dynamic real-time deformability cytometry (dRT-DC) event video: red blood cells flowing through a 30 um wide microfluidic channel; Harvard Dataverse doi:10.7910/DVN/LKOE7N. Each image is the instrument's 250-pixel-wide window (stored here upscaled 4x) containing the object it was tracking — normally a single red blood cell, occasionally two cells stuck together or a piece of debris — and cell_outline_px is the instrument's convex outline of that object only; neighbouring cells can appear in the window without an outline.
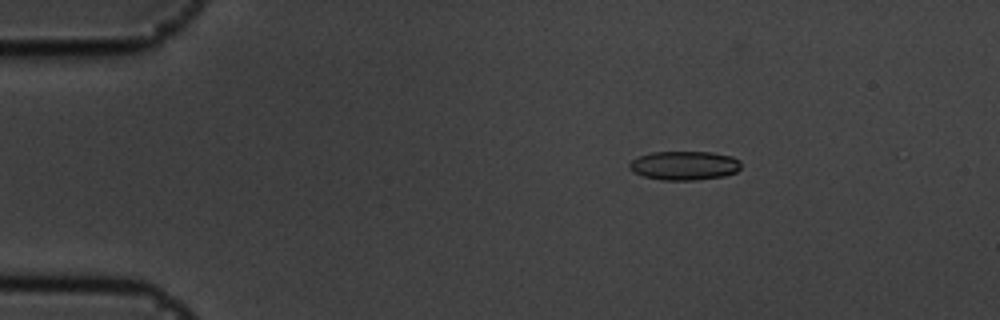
{"species": "common noctule bat (a hibernating species)", "species_latin": "Nyctalus noctula", "temperature_condition": "cold", "stored_images_in_passage": 12, "camera_frame_rate_fps": 3000, "um_per_image_px": 0.085, "animal": {"sex": "male", "body_mass_g": 19.5, "forearm_length_mm": 54.6}, "frame": {"image": 1, "passage_image": 10, "time_ms": 3.0, "image_size_px": [1000, 320], "cell_outline_px": [[740, 168], [736, 172], [724, 176], [696, 180], [664, 180], [644, 176], [632, 172], [628, 168], [628, 164], [636, 156], [652, 152], [712, 152], [732, 156], [740, 160]], "centroid_in_image_um": [58.15, 14.06], "position_along_channel_um": 26.9, "area_um2": 19.02}}